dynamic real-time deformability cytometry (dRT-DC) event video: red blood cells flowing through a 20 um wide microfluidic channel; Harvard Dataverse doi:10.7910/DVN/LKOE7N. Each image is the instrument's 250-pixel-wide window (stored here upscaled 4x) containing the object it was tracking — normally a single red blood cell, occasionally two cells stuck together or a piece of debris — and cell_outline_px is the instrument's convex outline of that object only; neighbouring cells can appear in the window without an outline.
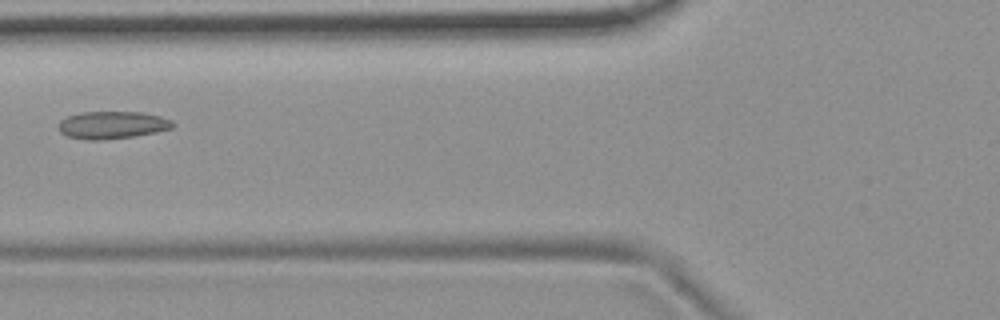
{"species": "common noctule bat (a hibernating species)", "species_latin": "Nyctalus noctula", "temperature_condition": "room temperature", "stored_images_in_passage": 8, "camera_frame_rate_fps": 3000, "um_per_image_px": 0.085, "animal": {"sex": "female", "body_mass_g": 19.9}, "frame": {"image": 1, "passage_image": 5, "time_ms": 5.333, "image_size_px": [1000, 320], "cell_outline_px": [[176, 124], [172, 128], [156, 132], [132, 136], [104, 140], [88, 140], [68, 136], [60, 132], [56, 128], [60, 120], [68, 116], [80, 112], [144, 112], [160, 116], [172, 120]], "centroid_in_image_um": [9.53, 10.62], "position_along_channel_um": 116.3, "area_um2": 18.44}}
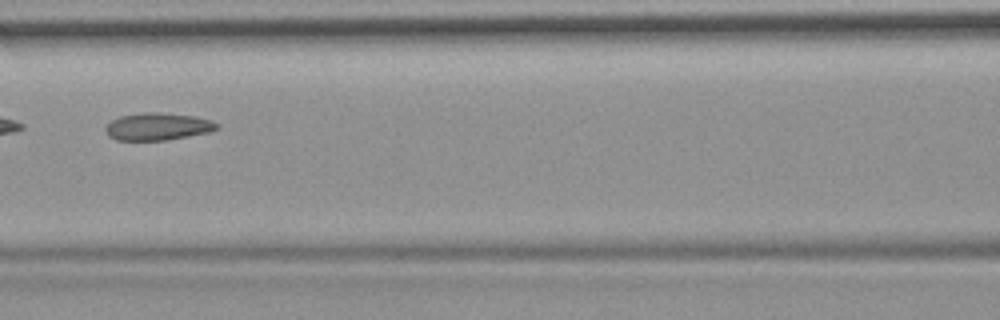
{"frame": {"image": 2, "passage_image": 6, "time_ms": 6.333, "image_size_px": [1000, 320], "cell_outline_px": [[220, 124], [216, 128], [208, 132], [188, 136], [164, 140], [116, 140], [108, 136], [104, 128], [112, 120], [120, 116], [144, 112], [160, 112], [196, 116], [212, 120]], "centroid_in_image_um": [13.4, 10.75], "position_along_channel_um": 153.2, "area_um2": 17.74}}
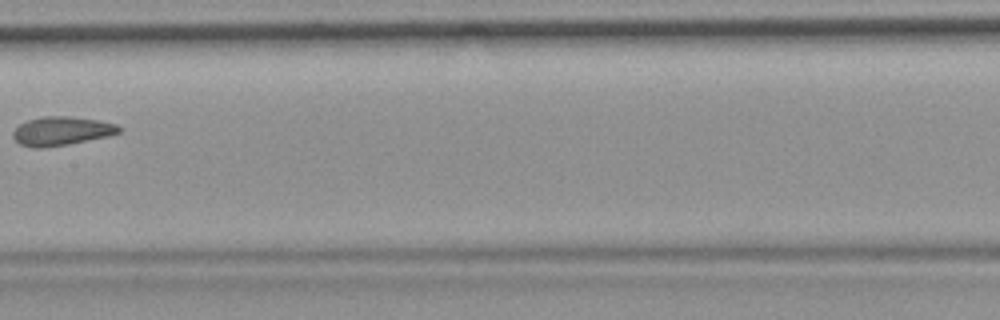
{"frame": {"image": 3, "passage_image": 7, "time_ms": 7.667, "image_size_px": [1000, 320], "cell_outline_px": [[124, 128], [120, 132], [108, 136], [68, 144], [44, 148], [32, 148], [20, 144], [12, 136], [12, 132], [20, 124], [28, 120], [44, 116], [68, 116], [96, 120], [116, 124]], "centroid_in_image_um": [5.23, 11.14], "position_along_channel_um": 202.2, "area_um2": 17.74}}